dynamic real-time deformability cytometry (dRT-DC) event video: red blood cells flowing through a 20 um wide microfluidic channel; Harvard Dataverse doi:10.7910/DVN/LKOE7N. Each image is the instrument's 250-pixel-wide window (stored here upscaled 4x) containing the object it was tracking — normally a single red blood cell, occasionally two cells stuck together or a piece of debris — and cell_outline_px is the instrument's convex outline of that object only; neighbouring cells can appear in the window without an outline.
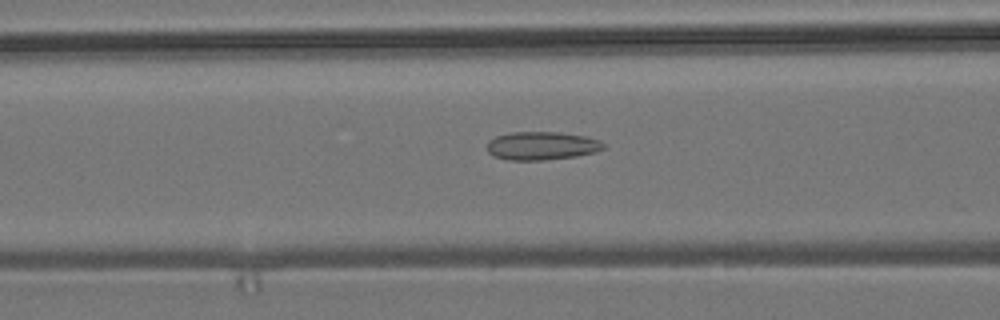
{"species": "common noctule bat (a hibernating species)", "species_latin": "Nyctalus noctula", "temperature_condition": "room temperature", "stored_images_in_passage": 27, "camera_frame_rate_fps": 3000, "um_per_image_px": 0.085, "animal": {"sex": "male", "body_mass_g": 19.2, "forearm_length_mm": 51.8}, "frame": {"image": 1, "passage_image": 22, "time_ms": 7.0, "image_size_px": [1000, 320], "cell_outline_px": [[604, 148], [596, 152], [576, 156], [544, 160], [508, 160], [492, 156], [488, 152], [488, 140], [496, 136], [512, 132], [560, 132], [584, 136], [600, 140], [604, 144]], "centroid_in_image_um": [46.04, 12.39], "position_along_channel_um": 120.6, "area_um2": 19.25}}
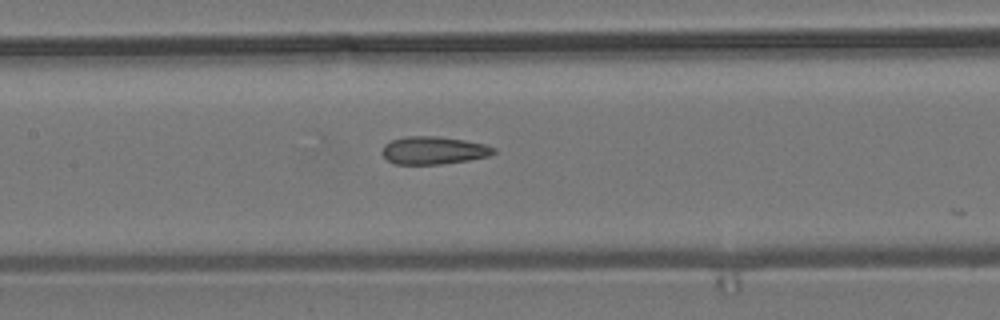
{"frame": {"image": 2, "passage_image": 26, "time_ms": 8.333, "image_size_px": [1000, 320], "cell_outline_px": [[496, 152], [488, 156], [468, 160], [440, 164], [396, 164], [388, 160], [380, 152], [384, 144], [392, 140], [404, 136], [440, 136], [464, 140], [484, 144], [496, 148]], "centroid_in_image_um": [36.83, 12.77], "position_along_channel_um": 170.6, "area_um2": 18.09}}